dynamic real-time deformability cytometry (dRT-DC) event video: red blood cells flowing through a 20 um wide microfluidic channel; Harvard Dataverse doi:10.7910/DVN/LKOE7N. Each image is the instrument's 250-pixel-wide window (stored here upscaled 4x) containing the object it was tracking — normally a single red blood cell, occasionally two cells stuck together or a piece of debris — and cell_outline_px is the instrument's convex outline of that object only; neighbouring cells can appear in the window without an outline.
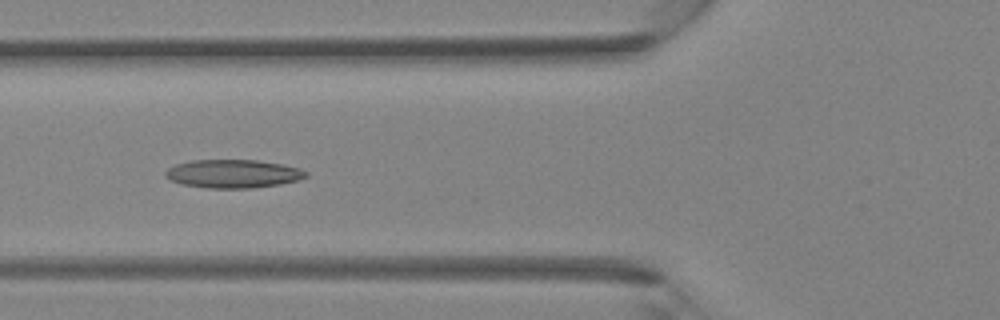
{"species": "Egyptian fruit bat (a non-hibernating species)", "species_latin": "Rousettus aegyptiacus", "temperature_condition": "room temperature", "stored_images_in_passage": 41, "camera_frame_rate_fps": 3000, "um_per_image_px": 0.085, "animal": {"sex": "female"}, "frame": {"image": 1, "passage_image": 15, "time_ms": 4.667, "image_size_px": [1000, 320], "cell_outline_px": [[308, 176], [300, 180], [280, 184], [252, 188], [208, 188], [180, 184], [164, 176], [164, 172], [168, 168], [176, 164], [192, 160], [256, 160], [280, 164], [300, 168], [308, 172]], "centroid_in_image_um": [19.82, 14.77], "position_along_channel_um": 106.0, "area_um2": 23.29}}
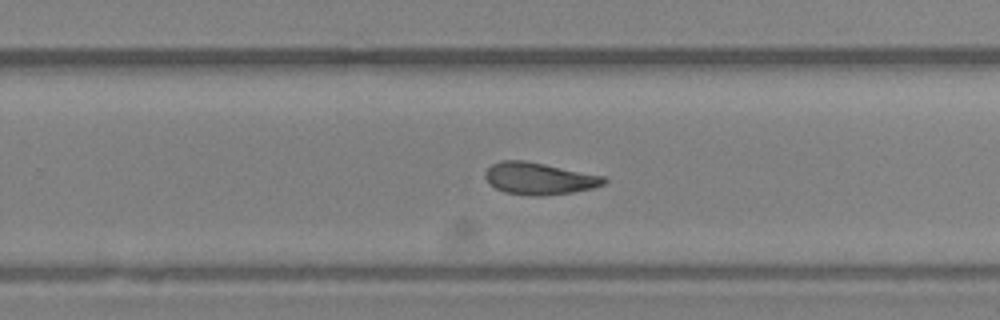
{"frame": {"image": 2, "passage_image": 26, "time_ms": 8.333, "image_size_px": [1000, 320], "cell_outline_px": [[608, 180], [604, 184], [592, 188], [572, 192], [540, 196], [532, 196], [504, 192], [496, 188], [484, 176], [484, 172], [492, 164], [500, 160], [524, 160], [604, 176]], "centroid_in_image_um": [45.81, 15.17], "position_along_channel_um": 284.0, "area_um2": 21.96}}
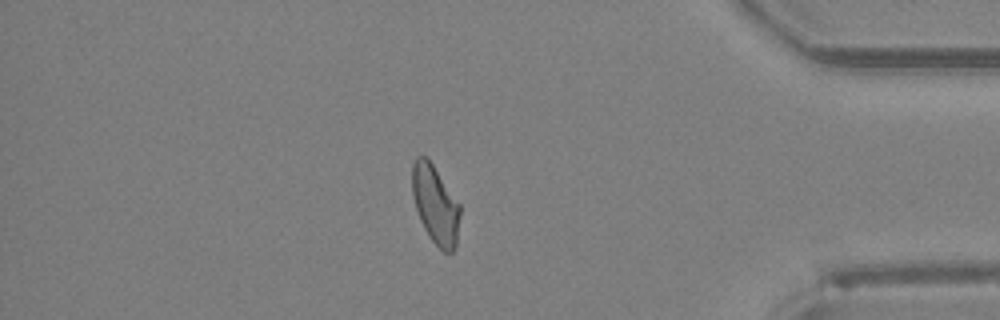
{"frame": {"image": 3, "passage_image": 35, "time_ms": 11.333, "image_size_px": [1000, 320], "cell_outline_px": [[460, 212], [456, 244], [452, 252], [444, 252], [428, 236], [420, 220], [412, 196], [412, 164], [416, 156], [424, 156], [432, 164], [460, 204]], "centroid_in_image_um": [36.99, 17.39], "position_along_channel_um": 398.2, "area_um2": 21.62}}